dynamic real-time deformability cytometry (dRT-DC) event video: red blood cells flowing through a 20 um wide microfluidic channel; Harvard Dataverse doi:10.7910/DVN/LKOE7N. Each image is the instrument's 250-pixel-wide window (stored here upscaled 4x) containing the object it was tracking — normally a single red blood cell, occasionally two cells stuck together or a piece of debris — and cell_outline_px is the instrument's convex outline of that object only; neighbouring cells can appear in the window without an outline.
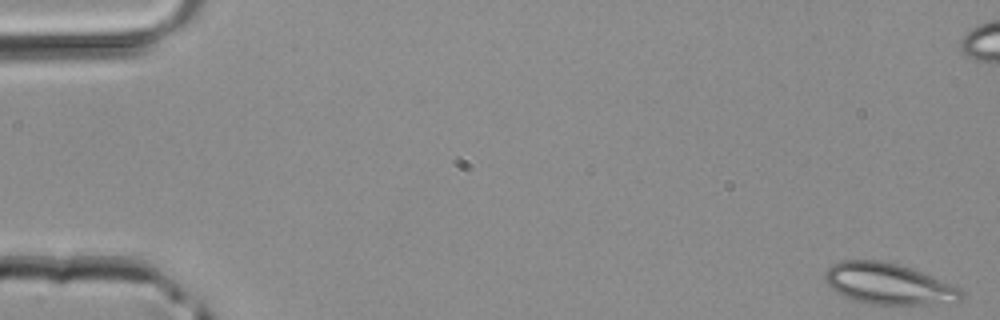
{"species": "common noctule bat (a hibernating species)", "species_latin": "Nyctalus noctula", "temperature_condition": "room temperature", "stored_images_in_passage": 14, "camera_frame_rate_fps": 3000, "um_per_image_px": 0.085, "animal": {"sex": "male", "body_mass_g": 20.4}, "frame": {"image": 1, "passage_image": 1, "time_ms": 0.0, "image_size_px": [1000, 320], "cell_outline_px": [[964, 296], [960, 300], [932, 304], [872, 304], [848, 296], [832, 288], [824, 280], [824, 272], [832, 264], [840, 260], [884, 260], [900, 264], [912, 268], [960, 288], [964, 292]], "centroid_in_image_um": [75.53, 24.09], "position_along_channel_um": 9.5, "area_um2": 32.25}}